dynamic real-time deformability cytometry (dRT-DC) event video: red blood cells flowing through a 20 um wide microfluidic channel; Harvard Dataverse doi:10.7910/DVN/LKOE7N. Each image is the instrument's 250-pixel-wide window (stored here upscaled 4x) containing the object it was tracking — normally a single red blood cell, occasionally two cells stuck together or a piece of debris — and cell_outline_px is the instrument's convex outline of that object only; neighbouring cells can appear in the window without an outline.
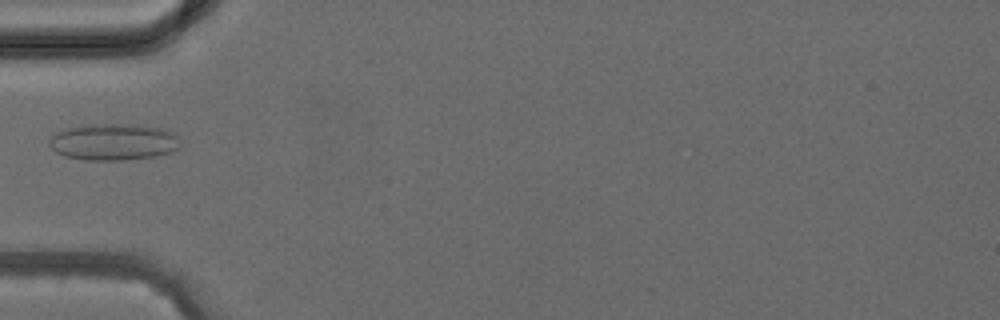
{"species": "common noctule bat (a hibernating species)", "species_latin": "Nyctalus noctula", "temperature_condition": "cold", "stored_images_in_passage": 4, "camera_frame_rate_fps": 3000, "um_per_image_px": 0.085, "animal": {"sex": "female", "body_mass_g": 24.6, "forearm_length_mm": 56.2}, "frame": {"image": 1, "passage_image": 4, "time_ms": 4.333, "image_size_px": [1000, 320], "cell_outline_px": [[180, 148], [172, 152], [156, 156], [128, 160], [84, 160], [64, 156], [56, 152], [48, 144], [48, 140], [56, 132], [68, 128], [88, 124], [132, 124], [160, 128], [172, 132], [180, 136]], "centroid_in_image_um": [9.67, 12.07], "position_along_channel_um": 75.3, "area_um2": 28.32}}